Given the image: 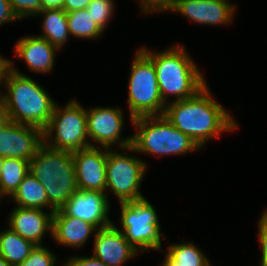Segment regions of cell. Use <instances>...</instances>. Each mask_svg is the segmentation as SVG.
<instances>
[{
    "instance_id": "6da1fadb",
    "label": "cell",
    "mask_w": 267,
    "mask_h": 266,
    "mask_svg": "<svg viewBox=\"0 0 267 266\" xmlns=\"http://www.w3.org/2000/svg\"><path fill=\"white\" fill-rule=\"evenodd\" d=\"M206 84L193 97L166 104L164 117L201 149L222 132L238 129L228 110L214 99Z\"/></svg>"
},
{
    "instance_id": "7a4b0ae2",
    "label": "cell",
    "mask_w": 267,
    "mask_h": 266,
    "mask_svg": "<svg viewBox=\"0 0 267 266\" xmlns=\"http://www.w3.org/2000/svg\"><path fill=\"white\" fill-rule=\"evenodd\" d=\"M9 59V67L3 77L1 92L8 119L18 124L32 125L44 130L53 113L56 102L33 78L20 72Z\"/></svg>"
},
{
    "instance_id": "3957f363",
    "label": "cell",
    "mask_w": 267,
    "mask_h": 266,
    "mask_svg": "<svg viewBox=\"0 0 267 266\" xmlns=\"http://www.w3.org/2000/svg\"><path fill=\"white\" fill-rule=\"evenodd\" d=\"M140 49L153 61L161 98L168 104L193 97L206 84L204 74L193 61L185 46L177 44L168 49L152 52L145 46ZM168 97V98H167Z\"/></svg>"
},
{
    "instance_id": "277c9868",
    "label": "cell",
    "mask_w": 267,
    "mask_h": 266,
    "mask_svg": "<svg viewBox=\"0 0 267 266\" xmlns=\"http://www.w3.org/2000/svg\"><path fill=\"white\" fill-rule=\"evenodd\" d=\"M29 172L44 186L49 204L61 209L78 190L72 152L43 144L29 161Z\"/></svg>"
},
{
    "instance_id": "5b68a950",
    "label": "cell",
    "mask_w": 267,
    "mask_h": 266,
    "mask_svg": "<svg viewBox=\"0 0 267 266\" xmlns=\"http://www.w3.org/2000/svg\"><path fill=\"white\" fill-rule=\"evenodd\" d=\"M131 124L136 133L132 134L131 146L123 148V151L163 158L165 155H185L200 150L188 135L175 128L164 115L134 118Z\"/></svg>"
},
{
    "instance_id": "8992f818",
    "label": "cell",
    "mask_w": 267,
    "mask_h": 266,
    "mask_svg": "<svg viewBox=\"0 0 267 266\" xmlns=\"http://www.w3.org/2000/svg\"><path fill=\"white\" fill-rule=\"evenodd\" d=\"M128 83L130 121L143 116L164 114L163 102L153 61L139 48L131 63Z\"/></svg>"
},
{
    "instance_id": "52a82bcc",
    "label": "cell",
    "mask_w": 267,
    "mask_h": 266,
    "mask_svg": "<svg viewBox=\"0 0 267 266\" xmlns=\"http://www.w3.org/2000/svg\"><path fill=\"white\" fill-rule=\"evenodd\" d=\"M44 144L55 150L78 151L90 146L86 108L71 99L62 108L55 104L48 126L43 130Z\"/></svg>"
},
{
    "instance_id": "ba28073f",
    "label": "cell",
    "mask_w": 267,
    "mask_h": 266,
    "mask_svg": "<svg viewBox=\"0 0 267 266\" xmlns=\"http://www.w3.org/2000/svg\"><path fill=\"white\" fill-rule=\"evenodd\" d=\"M120 204V223L117 227L138 253L149 249L162 251V236L157 210L145 197ZM122 229V230H121Z\"/></svg>"
},
{
    "instance_id": "9c48e42d",
    "label": "cell",
    "mask_w": 267,
    "mask_h": 266,
    "mask_svg": "<svg viewBox=\"0 0 267 266\" xmlns=\"http://www.w3.org/2000/svg\"><path fill=\"white\" fill-rule=\"evenodd\" d=\"M147 165L138 156L107 149L105 193L112 191L119 203L144 198L140 187Z\"/></svg>"
},
{
    "instance_id": "30bf717a",
    "label": "cell",
    "mask_w": 267,
    "mask_h": 266,
    "mask_svg": "<svg viewBox=\"0 0 267 266\" xmlns=\"http://www.w3.org/2000/svg\"><path fill=\"white\" fill-rule=\"evenodd\" d=\"M87 135L91 147L113 149L115 145L126 148L132 144V135L122 138L124 127V111L120 107L96 106L87 108ZM95 141L97 145L93 144Z\"/></svg>"
},
{
    "instance_id": "8fae6325",
    "label": "cell",
    "mask_w": 267,
    "mask_h": 266,
    "mask_svg": "<svg viewBox=\"0 0 267 266\" xmlns=\"http://www.w3.org/2000/svg\"><path fill=\"white\" fill-rule=\"evenodd\" d=\"M44 144L43 130L8 120L0 126V156L30 161Z\"/></svg>"
},
{
    "instance_id": "7c38bea8",
    "label": "cell",
    "mask_w": 267,
    "mask_h": 266,
    "mask_svg": "<svg viewBox=\"0 0 267 266\" xmlns=\"http://www.w3.org/2000/svg\"><path fill=\"white\" fill-rule=\"evenodd\" d=\"M237 4L229 0H175L169 13H180L191 22L201 25L221 26L231 24Z\"/></svg>"
},
{
    "instance_id": "4fadbf2b",
    "label": "cell",
    "mask_w": 267,
    "mask_h": 266,
    "mask_svg": "<svg viewBox=\"0 0 267 266\" xmlns=\"http://www.w3.org/2000/svg\"><path fill=\"white\" fill-rule=\"evenodd\" d=\"M78 190L104 192L106 189L107 148L88 147L72 152Z\"/></svg>"
},
{
    "instance_id": "5bb4252c",
    "label": "cell",
    "mask_w": 267,
    "mask_h": 266,
    "mask_svg": "<svg viewBox=\"0 0 267 266\" xmlns=\"http://www.w3.org/2000/svg\"><path fill=\"white\" fill-rule=\"evenodd\" d=\"M107 193L91 190H77L61 208L68 216L82 219L97 229L113 224Z\"/></svg>"
},
{
    "instance_id": "9a60e30c",
    "label": "cell",
    "mask_w": 267,
    "mask_h": 266,
    "mask_svg": "<svg viewBox=\"0 0 267 266\" xmlns=\"http://www.w3.org/2000/svg\"><path fill=\"white\" fill-rule=\"evenodd\" d=\"M93 239L92 256L108 266H122L139 254L114 223L98 229Z\"/></svg>"
},
{
    "instance_id": "2e32d148",
    "label": "cell",
    "mask_w": 267,
    "mask_h": 266,
    "mask_svg": "<svg viewBox=\"0 0 267 266\" xmlns=\"http://www.w3.org/2000/svg\"><path fill=\"white\" fill-rule=\"evenodd\" d=\"M8 225L22 238L36 246H42L45 234L49 232L52 237L53 212L15 206L8 217Z\"/></svg>"
},
{
    "instance_id": "e0dca14e",
    "label": "cell",
    "mask_w": 267,
    "mask_h": 266,
    "mask_svg": "<svg viewBox=\"0 0 267 266\" xmlns=\"http://www.w3.org/2000/svg\"><path fill=\"white\" fill-rule=\"evenodd\" d=\"M14 55L24 60L28 70L35 73H50L55 66L59 49L37 35L25 36L15 42Z\"/></svg>"
},
{
    "instance_id": "ac0fdd59",
    "label": "cell",
    "mask_w": 267,
    "mask_h": 266,
    "mask_svg": "<svg viewBox=\"0 0 267 266\" xmlns=\"http://www.w3.org/2000/svg\"><path fill=\"white\" fill-rule=\"evenodd\" d=\"M97 230L89 222L68 216L62 209L53 213L52 237L58 245L79 249Z\"/></svg>"
},
{
    "instance_id": "d6986e66",
    "label": "cell",
    "mask_w": 267,
    "mask_h": 266,
    "mask_svg": "<svg viewBox=\"0 0 267 266\" xmlns=\"http://www.w3.org/2000/svg\"><path fill=\"white\" fill-rule=\"evenodd\" d=\"M17 207L30 209H48L56 211L48 202L46 190L41 182L30 172L24 177L18 189L10 197ZM49 207V208H48Z\"/></svg>"
},
{
    "instance_id": "ffe728a7",
    "label": "cell",
    "mask_w": 267,
    "mask_h": 266,
    "mask_svg": "<svg viewBox=\"0 0 267 266\" xmlns=\"http://www.w3.org/2000/svg\"><path fill=\"white\" fill-rule=\"evenodd\" d=\"M42 17V34L37 35L48 40L59 50L64 48L70 34L68 30L67 13L63 9H42L35 18Z\"/></svg>"
},
{
    "instance_id": "44dd1931",
    "label": "cell",
    "mask_w": 267,
    "mask_h": 266,
    "mask_svg": "<svg viewBox=\"0 0 267 266\" xmlns=\"http://www.w3.org/2000/svg\"><path fill=\"white\" fill-rule=\"evenodd\" d=\"M35 246L9 227L0 231V256L13 266L25 261Z\"/></svg>"
},
{
    "instance_id": "7402d4cb",
    "label": "cell",
    "mask_w": 267,
    "mask_h": 266,
    "mask_svg": "<svg viewBox=\"0 0 267 266\" xmlns=\"http://www.w3.org/2000/svg\"><path fill=\"white\" fill-rule=\"evenodd\" d=\"M29 172V161L19 158H4L0 174V191L10 198Z\"/></svg>"
},
{
    "instance_id": "603a6c76",
    "label": "cell",
    "mask_w": 267,
    "mask_h": 266,
    "mask_svg": "<svg viewBox=\"0 0 267 266\" xmlns=\"http://www.w3.org/2000/svg\"><path fill=\"white\" fill-rule=\"evenodd\" d=\"M68 30L70 36L79 39H99L104 31L93 22L87 9L75 10L67 13Z\"/></svg>"
},
{
    "instance_id": "cb8c5ba5",
    "label": "cell",
    "mask_w": 267,
    "mask_h": 266,
    "mask_svg": "<svg viewBox=\"0 0 267 266\" xmlns=\"http://www.w3.org/2000/svg\"><path fill=\"white\" fill-rule=\"evenodd\" d=\"M167 248L166 252L180 266H212L204 251L192 242L169 244Z\"/></svg>"
},
{
    "instance_id": "d4e9b609",
    "label": "cell",
    "mask_w": 267,
    "mask_h": 266,
    "mask_svg": "<svg viewBox=\"0 0 267 266\" xmlns=\"http://www.w3.org/2000/svg\"><path fill=\"white\" fill-rule=\"evenodd\" d=\"M86 9L93 18V22L105 32L116 8L114 0H92Z\"/></svg>"
},
{
    "instance_id": "484cf974",
    "label": "cell",
    "mask_w": 267,
    "mask_h": 266,
    "mask_svg": "<svg viewBox=\"0 0 267 266\" xmlns=\"http://www.w3.org/2000/svg\"><path fill=\"white\" fill-rule=\"evenodd\" d=\"M57 256L44 245L35 246L28 258L17 266H56Z\"/></svg>"
},
{
    "instance_id": "4316f807",
    "label": "cell",
    "mask_w": 267,
    "mask_h": 266,
    "mask_svg": "<svg viewBox=\"0 0 267 266\" xmlns=\"http://www.w3.org/2000/svg\"><path fill=\"white\" fill-rule=\"evenodd\" d=\"M10 3L20 21L35 17L41 11V0H10Z\"/></svg>"
},
{
    "instance_id": "83f0119b",
    "label": "cell",
    "mask_w": 267,
    "mask_h": 266,
    "mask_svg": "<svg viewBox=\"0 0 267 266\" xmlns=\"http://www.w3.org/2000/svg\"><path fill=\"white\" fill-rule=\"evenodd\" d=\"M139 1L142 14H154L169 12L175 0H136Z\"/></svg>"
},
{
    "instance_id": "f1b7e54d",
    "label": "cell",
    "mask_w": 267,
    "mask_h": 266,
    "mask_svg": "<svg viewBox=\"0 0 267 266\" xmlns=\"http://www.w3.org/2000/svg\"><path fill=\"white\" fill-rule=\"evenodd\" d=\"M258 240L262 251L260 266H267V208L258 221Z\"/></svg>"
},
{
    "instance_id": "f546056e",
    "label": "cell",
    "mask_w": 267,
    "mask_h": 266,
    "mask_svg": "<svg viewBox=\"0 0 267 266\" xmlns=\"http://www.w3.org/2000/svg\"><path fill=\"white\" fill-rule=\"evenodd\" d=\"M62 266H108L94 256H71Z\"/></svg>"
},
{
    "instance_id": "4dcf8cb0",
    "label": "cell",
    "mask_w": 267,
    "mask_h": 266,
    "mask_svg": "<svg viewBox=\"0 0 267 266\" xmlns=\"http://www.w3.org/2000/svg\"><path fill=\"white\" fill-rule=\"evenodd\" d=\"M20 20L13 11L10 0H0V26Z\"/></svg>"
},
{
    "instance_id": "1f68e13d",
    "label": "cell",
    "mask_w": 267,
    "mask_h": 266,
    "mask_svg": "<svg viewBox=\"0 0 267 266\" xmlns=\"http://www.w3.org/2000/svg\"><path fill=\"white\" fill-rule=\"evenodd\" d=\"M92 0H64L63 10L66 13L86 9Z\"/></svg>"
},
{
    "instance_id": "d6a6232c",
    "label": "cell",
    "mask_w": 267,
    "mask_h": 266,
    "mask_svg": "<svg viewBox=\"0 0 267 266\" xmlns=\"http://www.w3.org/2000/svg\"><path fill=\"white\" fill-rule=\"evenodd\" d=\"M64 0H41L42 9H63Z\"/></svg>"
},
{
    "instance_id": "836d02e7",
    "label": "cell",
    "mask_w": 267,
    "mask_h": 266,
    "mask_svg": "<svg viewBox=\"0 0 267 266\" xmlns=\"http://www.w3.org/2000/svg\"><path fill=\"white\" fill-rule=\"evenodd\" d=\"M7 108L2 94L0 93V126L8 121Z\"/></svg>"
},
{
    "instance_id": "e575fe53",
    "label": "cell",
    "mask_w": 267,
    "mask_h": 266,
    "mask_svg": "<svg viewBox=\"0 0 267 266\" xmlns=\"http://www.w3.org/2000/svg\"><path fill=\"white\" fill-rule=\"evenodd\" d=\"M9 67V59L4 58L3 56L1 57L0 55V88L3 84V77L6 69ZM4 91L0 89V93Z\"/></svg>"
},
{
    "instance_id": "d590c367",
    "label": "cell",
    "mask_w": 267,
    "mask_h": 266,
    "mask_svg": "<svg viewBox=\"0 0 267 266\" xmlns=\"http://www.w3.org/2000/svg\"><path fill=\"white\" fill-rule=\"evenodd\" d=\"M165 257L160 266H180L167 252L164 253Z\"/></svg>"
},
{
    "instance_id": "8d00e7d4",
    "label": "cell",
    "mask_w": 267,
    "mask_h": 266,
    "mask_svg": "<svg viewBox=\"0 0 267 266\" xmlns=\"http://www.w3.org/2000/svg\"><path fill=\"white\" fill-rule=\"evenodd\" d=\"M0 266H13L9 264L3 257L0 256Z\"/></svg>"
},
{
    "instance_id": "74e56055",
    "label": "cell",
    "mask_w": 267,
    "mask_h": 266,
    "mask_svg": "<svg viewBox=\"0 0 267 266\" xmlns=\"http://www.w3.org/2000/svg\"><path fill=\"white\" fill-rule=\"evenodd\" d=\"M3 162H4V157L0 156V174L2 171Z\"/></svg>"
},
{
    "instance_id": "f35d334b",
    "label": "cell",
    "mask_w": 267,
    "mask_h": 266,
    "mask_svg": "<svg viewBox=\"0 0 267 266\" xmlns=\"http://www.w3.org/2000/svg\"><path fill=\"white\" fill-rule=\"evenodd\" d=\"M3 197H5V196L0 191V203H1V200L4 199Z\"/></svg>"
}]
</instances>
